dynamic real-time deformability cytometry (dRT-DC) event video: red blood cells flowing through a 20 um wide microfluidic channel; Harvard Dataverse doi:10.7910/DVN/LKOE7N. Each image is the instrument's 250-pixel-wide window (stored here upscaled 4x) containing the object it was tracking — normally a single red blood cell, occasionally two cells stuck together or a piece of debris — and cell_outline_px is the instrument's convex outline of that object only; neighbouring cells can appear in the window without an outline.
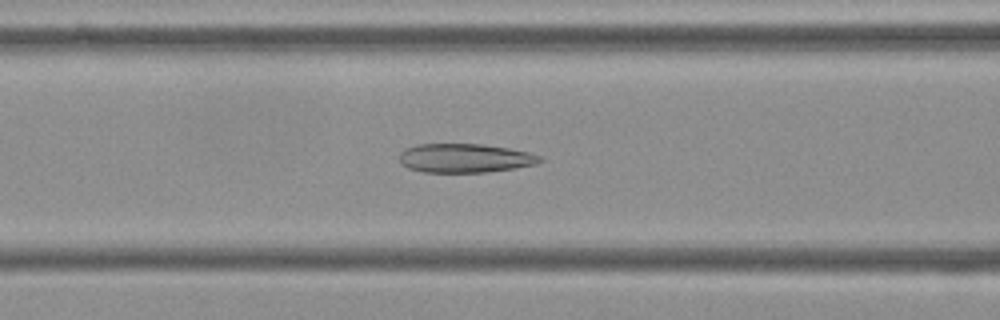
{"species": "Egyptian fruit bat (a non-hibernating species)", "species_latin": "Rousettus aegyptiacus", "temperature_condition": "cold", "stored_images_in_passage": 40, "camera_frame_rate_fps": 3000, "um_per_image_px": 0.085, "frame": {"image": 1, "passage_image": 7, "time_ms": 2.0, "image_size_px": [1000, 320], "cell_outline_px": [[544, 160], [536, 164], [516, 168], [488, 172], [424, 172], [408, 168], [400, 164], [400, 152], [404, 148], [416, 144], [484, 144], [508, 148], [528, 152], [544, 156]], "centroid_in_image_um": [39.53, 13.44], "position_along_channel_um": 127.1, "area_um2": 23.99}}
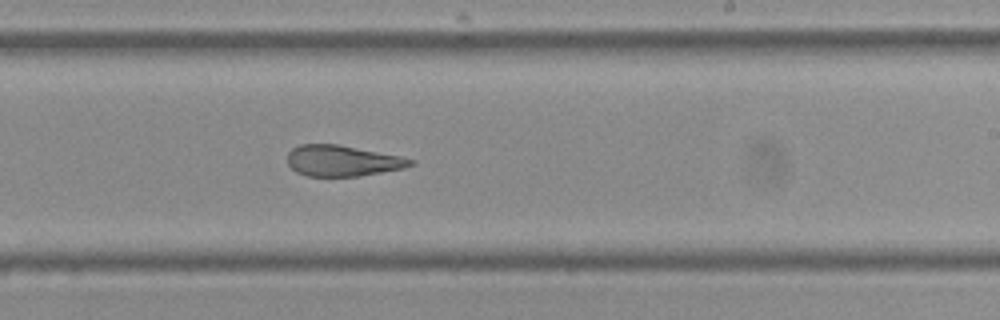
{"frame": {"image": 2, "passage_image": 18, "time_ms": 5.667, "image_size_px": [1000, 320], "cell_outline_px": [[416, 164], [404, 168], [360, 176], [308, 176], [296, 172], [288, 164], [288, 152], [292, 148], [300, 144], [336, 144], [400, 156], [416, 160]], "centroid_in_image_um": [29.12, 13.67], "position_along_channel_um": 259.9, "area_um2": 22.14}}
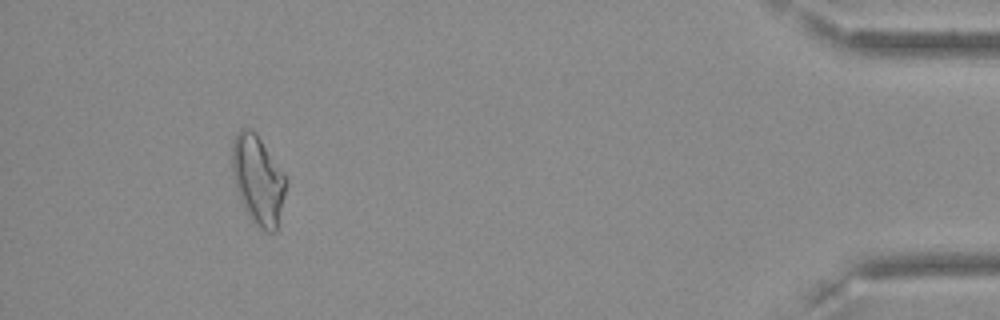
{"frame": {"image": 3, "passage_image": 36, "time_ms": 11.667, "image_size_px": [1000, 320], "cell_outline_px": [[288, 184], [276, 232], [264, 232], [256, 228], [252, 224], [240, 200], [236, 188], [232, 172], [232, 140], [236, 132], [240, 128], [248, 128], [256, 132], [288, 180]], "centroid_in_image_um": [21.93, 15.33], "position_along_channel_um": 413.3, "area_um2": 28.5}, "authors_computed_cell_mechanics": {"area_um2": 24.2471, "velocity_mm_per_s": 3.6266, "shape_relaxation_time_tau1_ms": null, "shape_relaxation_time_tau2_ms": 2.3858, "deformation_change_tau1": null, "deformation_change_tau2": 0.1049}}